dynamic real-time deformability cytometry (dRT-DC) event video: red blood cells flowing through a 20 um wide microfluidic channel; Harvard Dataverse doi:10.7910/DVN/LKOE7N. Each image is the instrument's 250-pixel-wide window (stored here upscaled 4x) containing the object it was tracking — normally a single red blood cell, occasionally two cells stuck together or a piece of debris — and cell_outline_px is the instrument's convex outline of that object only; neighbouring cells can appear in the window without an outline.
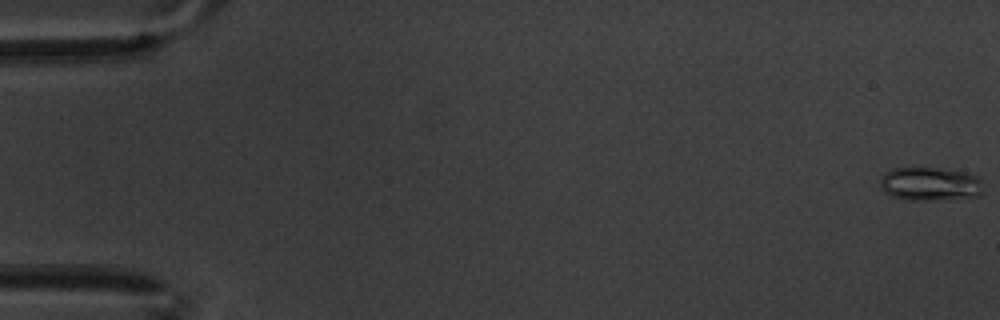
{"species": "common noctule bat (a hibernating species)", "species_latin": "Nyctalus noctula", "temperature_condition": "warm", "stored_images_in_passage": 61, "camera_frame_rate_fps": 3000, "um_per_image_px": 0.085, "animal": {"sex": "male", "body_mass_g": 20.1, "forearm_length_mm": 53.5}, "frame": {"image": 1, "passage_image": 1, "time_ms": 0.0, "image_size_px": [1000, 320], "cell_outline_px": [[984, 192], [980, 196], [936, 200], [908, 200], [892, 196], [880, 188], [880, 176], [884, 172], [892, 168], [936, 168], [964, 172], [980, 176]], "centroid_in_image_um": [79.07, 15.64], "position_along_channel_um": 5.9, "area_um2": 20.46}}
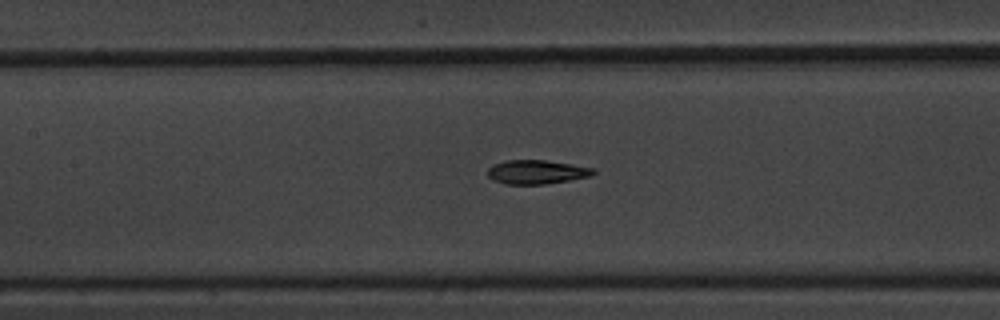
{"frame": {"image": 2, "passage_image": 29, "time_ms": 9.333, "image_size_px": [1000, 320], "cell_outline_px": [[596, 172], [592, 176], [544, 184], [504, 184], [492, 180], [488, 176], [488, 168], [492, 164], [504, 160], [544, 160], [572, 164], [596, 168]], "centroid_in_image_um": [45.6, 14.61], "position_along_channel_um": 161.8, "area_um2": 14.91}}
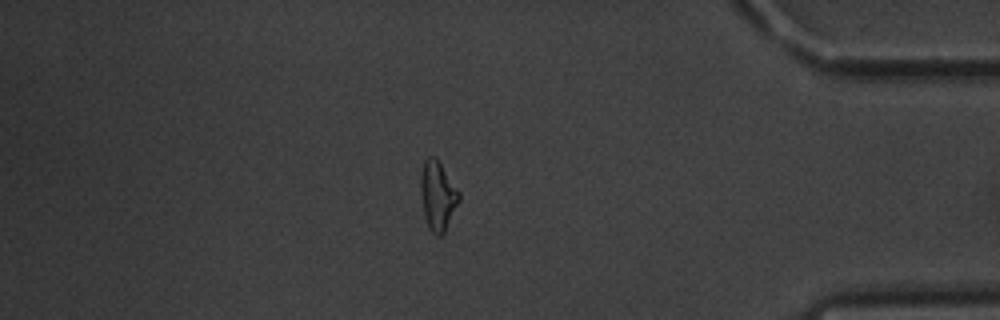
{"frame": {"image": 3, "passage_image": 53, "time_ms": 17.333, "image_size_px": [1000, 320], "cell_outline_px": [[460, 200], [444, 232], [440, 236], [436, 236], [428, 228], [424, 216], [420, 188], [420, 176], [424, 160], [428, 156], [436, 156], [460, 192]], "centroid_in_image_um": [37.2, 16.61], "position_along_channel_um": 398.0, "area_um2": 15.61}, "authors_computed_cell_mechanics": {"area_um2": 15.3748, "velocity_mm_per_s": 3.3478, "shape_relaxation_time_tau1_ms": 5.0126, "shape_relaxation_time_tau2_ms": 3.4094, "deformation_change_tau1": 0.1769, "deformation_change_tau2": 0.1019}}